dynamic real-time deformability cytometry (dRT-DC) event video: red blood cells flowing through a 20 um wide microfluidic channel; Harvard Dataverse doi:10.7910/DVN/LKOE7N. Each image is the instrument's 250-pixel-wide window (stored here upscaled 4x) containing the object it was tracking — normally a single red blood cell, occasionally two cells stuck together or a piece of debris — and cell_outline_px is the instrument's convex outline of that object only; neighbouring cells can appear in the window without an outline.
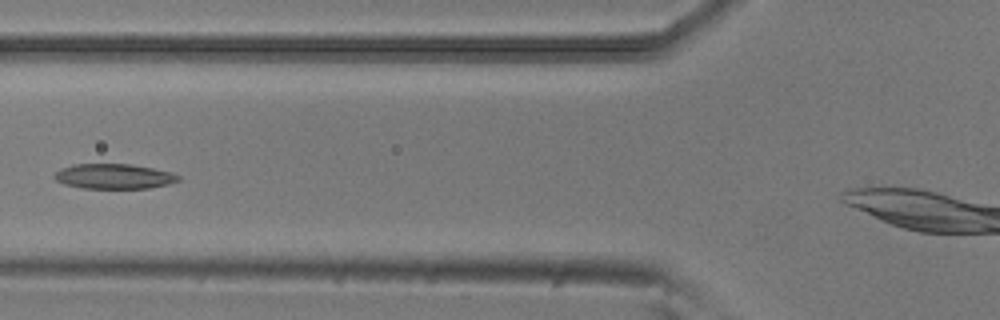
{"species": "common noctule bat (a hibernating species)", "species_latin": "Nyctalus noctula", "temperature_condition": "room temperature", "stored_images_in_passage": 2, "camera_frame_rate_fps": 3000, "um_per_image_px": 0.085, "animal": {"sex": "male", "body_mass_g": 20.5, "forearm_length_mm": 52.5}, "frame": {"image": 1, "passage_image": 2, "time_ms": 0.333, "image_size_px": [1000, 320], "cell_outline_px": [[180, 180], [168, 184], [148, 188], [80, 188], [64, 184], [56, 180], [52, 176], [60, 168], [72, 164], [132, 164], [172, 172], [180, 176]], "centroid_in_image_um": [9.66, 14.98], "position_along_channel_um": 116.1, "area_um2": 18.15}}